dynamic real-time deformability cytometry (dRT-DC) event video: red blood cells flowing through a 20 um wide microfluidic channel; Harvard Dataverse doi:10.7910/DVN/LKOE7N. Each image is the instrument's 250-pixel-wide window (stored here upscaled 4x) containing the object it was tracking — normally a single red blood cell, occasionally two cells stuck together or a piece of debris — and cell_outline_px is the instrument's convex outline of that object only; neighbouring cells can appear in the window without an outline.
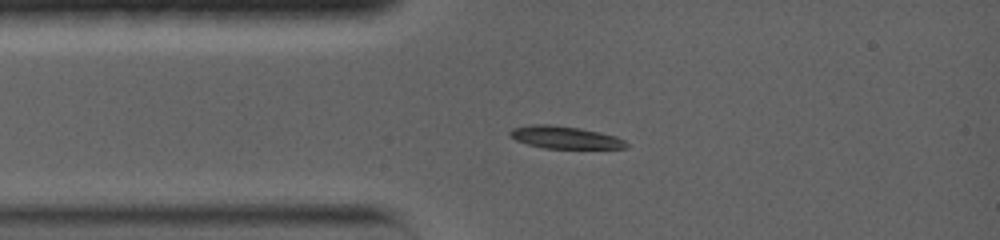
{"species": "common noctule bat (a hibernating species)", "species_latin": "Nyctalus noctula", "temperature_condition": "warm", "stored_images_in_passage": 44, "camera_frame_rate_fps": 5000, "um_per_image_px": 0.085, "animal": {"sex": "female", "body_mass_g": 19.0, "forearm_length_mm": 56.7}, "frame": {"image": 1, "passage_image": 1, "time_ms": 0.0, "image_size_px": [1000, 240], "cell_outline_px": [[628, 148], [544, 148], [528, 144], [516, 140], [508, 136], [508, 132], [512, 128], [528, 124], [552, 124], [580, 128], [600, 132], [616, 136], [624, 140], [628, 144]], "centroid_in_image_um": [47.98, 11.66], "position_along_channel_um": 37.0, "area_um2": 15.32}}
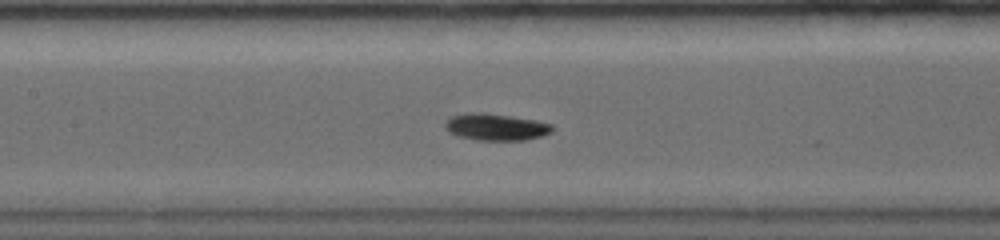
{"frame": {"image": 2, "passage_image": 13, "time_ms": 3.6, "image_size_px": [1000, 240], "cell_outline_px": [[556, 128], [552, 132], [544, 136], [524, 140], [476, 140], [460, 136], [448, 132], [444, 128], [444, 124], [452, 116], [468, 112], [484, 112], [536, 120], [552, 124]], "centroid_in_image_um": [42.19, 10.79], "position_along_channel_um": 165.2, "area_um2": 16.94}}
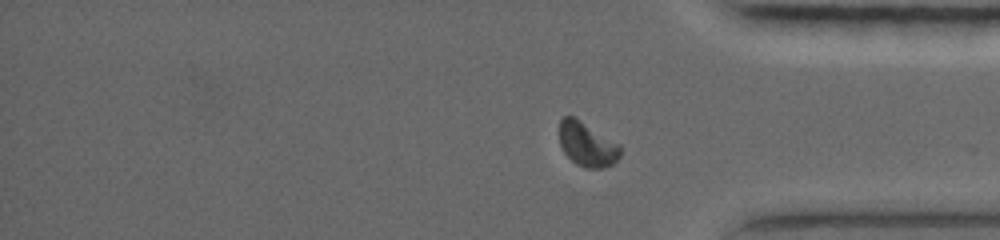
{"frame": {"image": 3, "passage_image": 35, "time_ms": 9.6, "image_size_px": [1000, 240], "cell_outline_px": [[620, 156], [612, 164], [604, 168], [584, 168], [576, 164], [564, 152], [560, 144], [560, 120], [564, 116], [572, 116], [620, 144]], "centroid_in_image_um": [49.9, 12.29], "position_along_channel_um": 385.3, "area_um2": 15.49}, "authors_computed_cell_mechanics": {"area_um2": 15.7794, "velocity_mm_per_s": 3.7572, "shape_relaxation_time_tau1_ms": 2.3262, "shape_relaxation_time_tau2_ms": null, "deformation_change_tau1": 0.1517, "deformation_change_tau2": null}}